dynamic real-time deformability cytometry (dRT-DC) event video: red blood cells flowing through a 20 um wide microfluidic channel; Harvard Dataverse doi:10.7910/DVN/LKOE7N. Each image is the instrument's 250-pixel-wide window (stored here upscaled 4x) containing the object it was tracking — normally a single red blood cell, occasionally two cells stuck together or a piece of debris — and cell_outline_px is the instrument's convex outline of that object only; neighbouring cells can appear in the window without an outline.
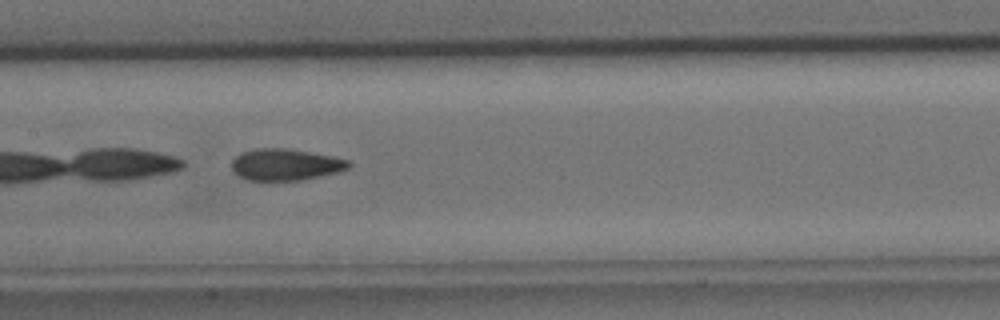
{"species": "common noctule bat (a hibernating species)", "species_latin": "Nyctalus noctula", "temperature_condition": "cold", "stored_images_in_passage": 43, "camera_frame_rate_fps": 3000, "um_per_image_px": 0.085, "animal": {"sex": "male", "body_mass_g": 15.6}, "frame": {"image": 1, "passage_image": 22, "time_ms": 7.0, "image_size_px": [1000, 320], "cell_outline_px": [[352, 164], [348, 168], [336, 172], [300, 180], [248, 180], [240, 176], [232, 168], [232, 160], [240, 152], [256, 148], [284, 148], [332, 156], [348, 160]], "centroid_in_image_um": [24.24, 13.98], "position_along_channel_um": 183.2, "area_um2": 21.21}}